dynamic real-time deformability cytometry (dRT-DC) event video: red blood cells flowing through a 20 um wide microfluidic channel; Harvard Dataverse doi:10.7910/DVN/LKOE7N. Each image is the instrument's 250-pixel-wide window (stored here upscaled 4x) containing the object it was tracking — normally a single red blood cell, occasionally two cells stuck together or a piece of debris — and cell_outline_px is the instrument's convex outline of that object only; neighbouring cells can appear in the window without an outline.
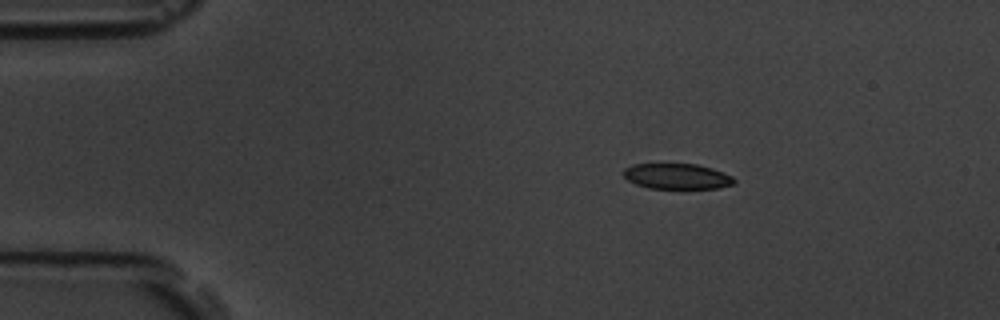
{"species": "common noctule bat (a hibernating species)", "species_latin": "Nyctalus noctula", "temperature_condition": "room temperature", "stored_images_in_passage": 4, "camera_frame_rate_fps": 3000, "um_per_image_px": 0.085, "animal": {"sex": "male", "body_mass_g": 19.5, "forearm_length_mm": 54.6}, "frame": {"image": 1, "passage_image": 2, "time_ms": 1.333, "image_size_px": [1000, 320], "cell_outline_px": [[736, 184], [720, 188], [648, 188], [636, 184], [628, 180], [624, 176], [624, 168], [632, 164], [696, 164], [712, 168], [724, 172], [732, 176], [736, 180]], "centroid_in_image_um": [57.58, 14.99], "position_along_channel_um": 27.4, "area_um2": 16.53}}